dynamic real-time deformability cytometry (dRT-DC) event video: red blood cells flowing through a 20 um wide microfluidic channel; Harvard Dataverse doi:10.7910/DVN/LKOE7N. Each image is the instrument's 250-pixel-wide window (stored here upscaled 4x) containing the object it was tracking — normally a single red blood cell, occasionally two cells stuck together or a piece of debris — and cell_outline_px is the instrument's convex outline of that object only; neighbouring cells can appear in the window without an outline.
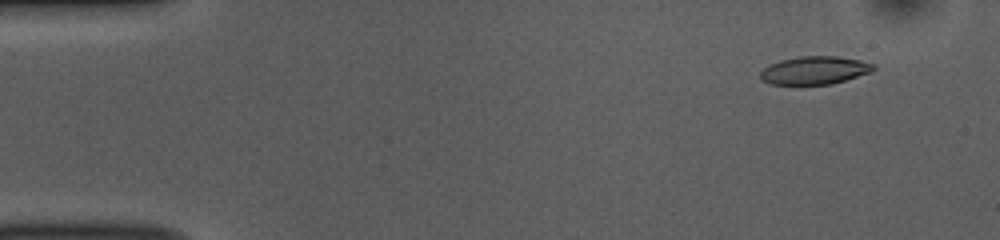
{"species": "common noctule bat (a hibernating species)", "species_latin": "Nyctalus noctula", "temperature_condition": "room temperature", "stored_images_in_passage": 16, "camera_frame_rate_fps": 3000, "um_per_image_px": 0.085, "animal": {"sex": "female", "body_mass_g": 10.0, "forearm_length_mm": 53.1}, "frame": {"image": 1, "passage_image": 5, "time_ms": 1.333, "image_size_px": [1000, 240], "cell_outline_px": [[876, 68], [868, 72], [832, 84], [772, 84], [764, 80], [760, 76], [760, 72], [768, 64], [780, 60], [800, 56], [836, 56], [860, 60], [876, 64]], "centroid_in_image_um": [69.23, 5.96], "position_along_channel_um": 15.8, "area_um2": 18.26}}
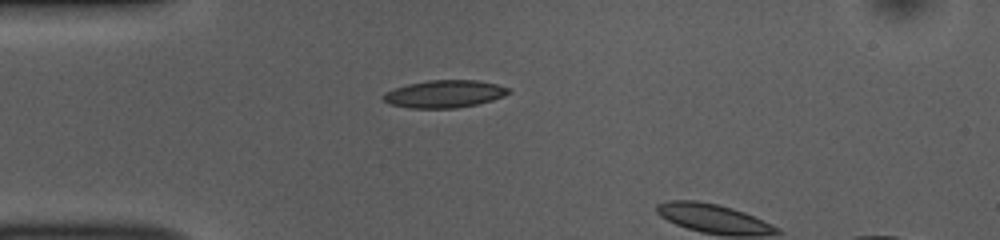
{"frame": {"image": 2, "passage_image": 14, "time_ms": 4.333, "image_size_px": [1000, 240], "cell_outline_px": [[512, 92], [504, 96], [492, 100], [476, 104], [456, 108], [408, 108], [388, 104], [380, 96], [384, 92], [408, 84], [428, 80], [476, 80], [496, 84], [508, 88]], "centroid_in_image_um": [37.74, 7.99], "position_along_channel_um": 47.3, "area_um2": 20.11}}